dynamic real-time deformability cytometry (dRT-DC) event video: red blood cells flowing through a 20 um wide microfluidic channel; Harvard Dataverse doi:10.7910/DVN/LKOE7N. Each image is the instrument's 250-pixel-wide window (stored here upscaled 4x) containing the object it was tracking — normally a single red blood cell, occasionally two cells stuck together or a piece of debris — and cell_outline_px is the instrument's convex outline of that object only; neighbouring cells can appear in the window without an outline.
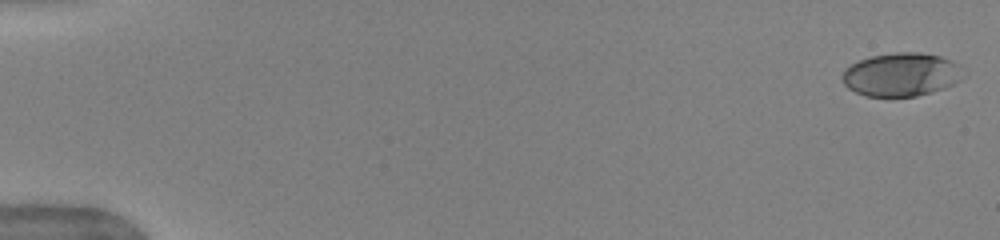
{"species": "human", "species_latin": "Homo sapiens", "temperature_condition": "warm", "stored_images_in_passage": 52, "camera_frame_rate_fps": 3000, "um_per_image_px": 0.085, "donor": {"sex": "female"}, "frame": {"image": 1, "passage_image": 1, "time_ms": 0.0, "image_size_px": [1000, 240], "cell_outline_px": [[968, 72], [960, 80], [944, 88], [932, 92], [916, 96], [864, 96], [848, 88], [844, 84], [840, 76], [844, 68], [860, 60], [872, 56], [896, 52], [920, 52], [940, 56], [960, 64]], "centroid_in_image_um": [76.64, 6.33], "position_along_channel_um": 8.4, "area_um2": 30.98}}
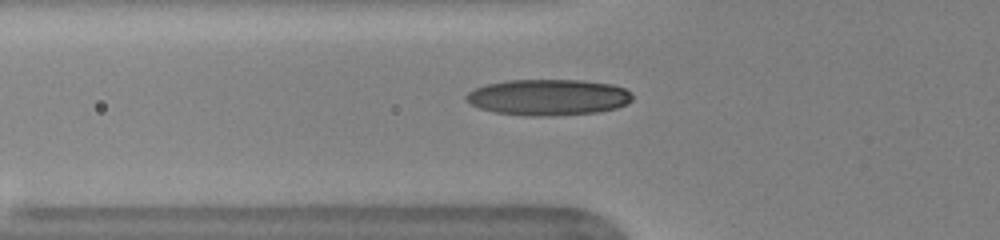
{"frame": {"image": 2, "passage_image": 19, "time_ms": 6.0, "image_size_px": [1000, 240], "cell_outline_px": [[632, 100], [616, 108], [596, 112], [552, 116], [528, 116], [496, 112], [480, 108], [464, 100], [464, 96], [468, 92], [476, 88], [488, 84], [504, 80], [580, 80], [612, 84], [624, 88], [632, 92]], "centroid_in_image_um": [46.59, 8.26], "position_along_channel_um": 79.2, "area_um2": 34.97}}
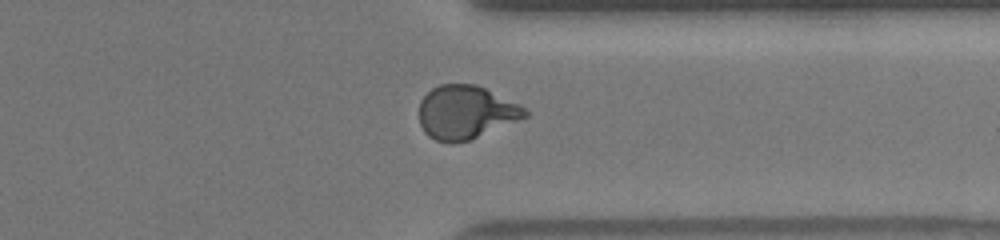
{"frame": {"image": 3, "passage_image": 41, "time_ms": 13.333, "image_size_px": [1000, 240], "cell_outline_px": [[528, 116], [468, 140], [436, 140], [428, 136], [424, 132], [420, 124], [420, 100], [432, 88], [440, 84], [476, 84], [520, 104], [528, 112]], "centroid_in_image_um": [39.59, 9.5], "position_along_channel_um": 371.8, "area_um2": 32.31}, "authors_computed_cell_mechanics": {"area_um2": 32.8015, "velocity_mm_per_s": 3.9724, "shape_relaxation_time_tau1_ms": 4.0777, "shape_relaxation_time_tau2_ms": null, "deformation_change_tau1": 0.2039, "deformation_change_tau2": null}}